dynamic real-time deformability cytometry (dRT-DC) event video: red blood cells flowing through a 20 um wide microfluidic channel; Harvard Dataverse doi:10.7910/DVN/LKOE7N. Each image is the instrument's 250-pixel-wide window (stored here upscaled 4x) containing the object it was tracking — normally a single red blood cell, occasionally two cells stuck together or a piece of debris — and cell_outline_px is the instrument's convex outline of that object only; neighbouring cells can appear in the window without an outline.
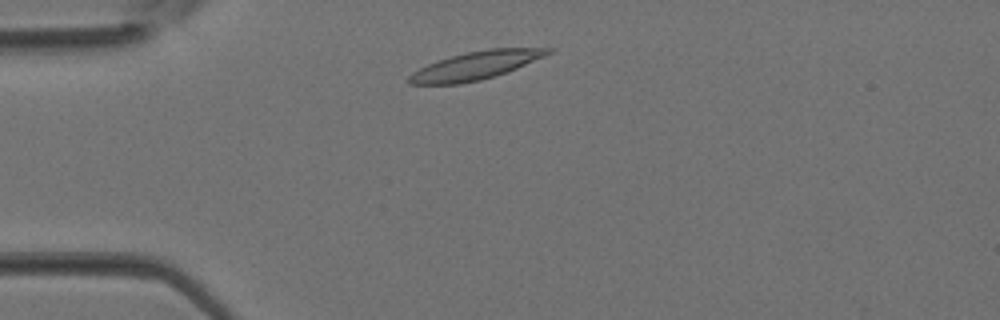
{"species": "Egyptian fruit bat (a non-hibernating species)", "species_latin": "Rousettus aegyptiacus", "temperature_condition": "room temperature", "stored_images_in_passage": 1, "camera_frame_rate_fps": 3000, "um_per_image_px": 0.085, "animal": {"sex": "female"}, "frame": {"image": 1, "passage_image": 1, "time_ms": 0.0, "image_size_px": [1000, 320], "cell_outline_px": [[552, 52], [544, 56], [516, 68], [480, 80], [460, 84], [408, 84], [408, 76], [412, 72], [428, 64], [452, 56], [468, 52], [488, 48], [552, 48]], "centroid_in_image_um": [40.4, 5.57], "position_along_channel_um": 44.6, "area_um2": 22.25}}